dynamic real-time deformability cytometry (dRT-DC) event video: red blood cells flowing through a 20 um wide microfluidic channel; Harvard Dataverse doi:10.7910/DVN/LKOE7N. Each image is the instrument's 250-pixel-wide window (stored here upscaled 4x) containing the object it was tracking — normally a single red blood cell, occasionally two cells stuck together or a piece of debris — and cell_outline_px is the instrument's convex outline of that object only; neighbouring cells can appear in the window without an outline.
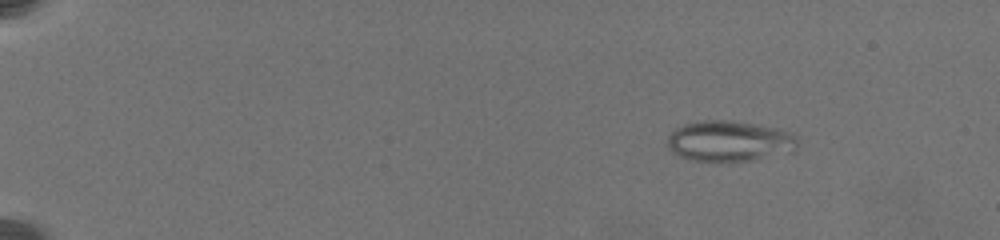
{"species": "common noctule bat (a hibernating species)", "species_latin": "Nyctalus noctula", "temperature_condition": "warm", "stored_images_in_passage": 39, "camera_frame_rate_fps": 3000, "um_per_image_px": 0.085, "animal": {"sex": "female", "body_mass_g": 19.5, "forearm_length_mm": 54.1}, "frame": {"image": 1, "passage_image": 2, "time_ms": 0.667, "image_size_px": [1000, 240], "cell_outline_px": [[796, 152], [752, 160], [728, 164], [720, 164], [692, 160], [676, 156], [668, 148], [668, 136], [676, 128], [684, 124], [704, 120], [732, 120], [756, 124], [776, 128], [788, 132], [796, 136]], "centroid_in_image_um": [61.98, 12.04], "position_along_channel_um": 23.0, "area_um2": 31.79}}
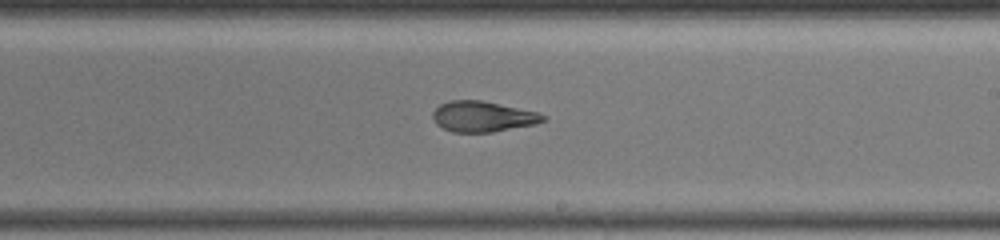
{"frame": {"image": 2, "passage_image": 25, "time_ms": 11.0, "image_size_px": [1000, 240], "cell_outline_px": [[548, 116], [544, 120], [536, 124], [492, 132], [452, 132], [440, 128], [436, 124], [432, 116], [432, 112], [440, 104], [452, 100], [480, 100], [536, 112]], "centroid_in_image_um": [40.99, 9.92], "position_along_channel_um": 248.0, "area_um2": 19.59}}
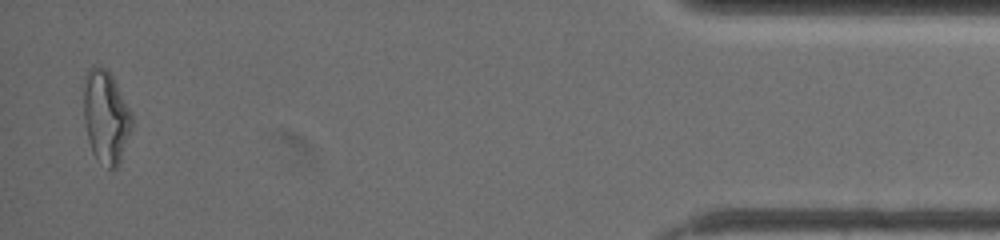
{"frame": {"image": 3, "passage_image": 39, "time_ms": 18.0, "image_size_px": [1000, 240], "cell_outline_px": [[132, 128], [120, 160], [116, 168], [108, 168], [96, 160], [92, 152], [88, 140], [84, 120], [84, 76], [88, 68], [100, 64], [112, 76], [132, 116]], "centroid_in_image_um": [8.97, 9.93], "position_along_channel_um": 426.2, "area_um2": 25.89}, "authors_computed_cell_mechanics": {"area_um2": 23.3512, "velocity_mm_per_s": 3.5176, "shape_relaxation_time_tau1_ms": null, "shape_relaxation_time_tau2_ms": 2.4415, "deformation_change_tau1": null, "deformation_change_tau2": 0.1063}}